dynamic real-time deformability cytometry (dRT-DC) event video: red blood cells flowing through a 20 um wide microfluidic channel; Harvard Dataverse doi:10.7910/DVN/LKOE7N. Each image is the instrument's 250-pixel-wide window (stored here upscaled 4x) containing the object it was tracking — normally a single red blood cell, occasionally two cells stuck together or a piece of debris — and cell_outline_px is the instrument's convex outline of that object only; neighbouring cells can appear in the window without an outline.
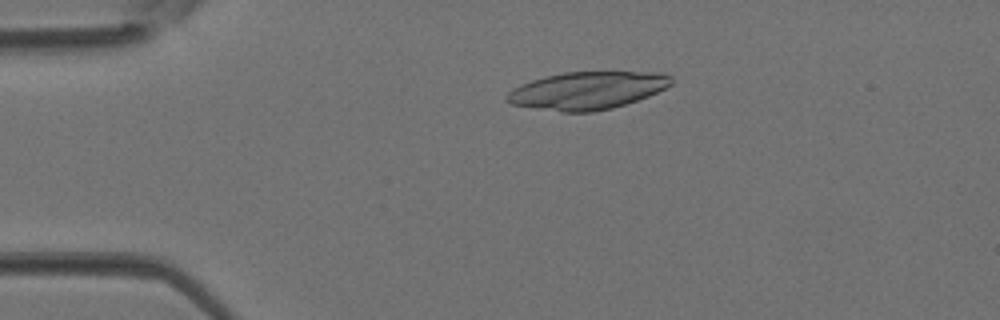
{"species": "Egyptian fruit bat (a non-hibernating species)", "species_latin": "Rousettus aegyptiacus", "temperature_condition": "room temperature", "stored_images_in_passage": 43, "camera_frame_rate_fps": 3000, "um_per_image_px": 0.085, "animal": {"sex": "female"}, "frame": {"image": 1, "passage_image": 9, "time_ms": 2.667, "image_size_px": [1000, 320], "cell_outline_px": [[676, 80], [672, 84], [648, 96], [612, 108], [592, 112], [560, 112], [512, 104], [504, 96], [512, 88], [520, 84], [532, 80], [564, 72], [664, 72], [672, 76]], "centroid_in_image_um": [49.94, 7.68], "position_along_channel_um": 35.1, "area_um2": 36.01}}